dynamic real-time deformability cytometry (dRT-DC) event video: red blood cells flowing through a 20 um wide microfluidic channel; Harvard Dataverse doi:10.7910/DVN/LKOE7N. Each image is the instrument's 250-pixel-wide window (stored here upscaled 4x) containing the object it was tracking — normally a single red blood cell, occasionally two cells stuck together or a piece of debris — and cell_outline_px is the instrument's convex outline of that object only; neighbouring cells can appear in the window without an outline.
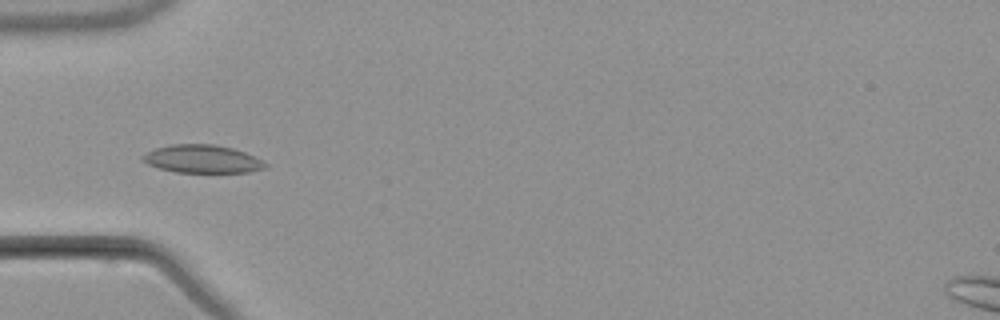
{"species": "common noctule bat (a hibernating species)", "species_latin": "Nyctalus noctula", "temperature_condition": "warm", "stored_images_in_passage": 5, "camera_frame_rate_fps": 3000, "um_per_image_px": 0.085, "animal": {"sex": "male", "body_mass_g": 21.5, "forearm_length_mm": 52.0}, "frame": {"image": 1, "passage_image": 5, "time_ms": 5.0, "image_size_px": [1000, 320], "cell_outline_px": [[268, 168], [248, 172], [176, 172], [160, 168], [148, 164], [140, 160], [140, 156], [156, 148], [172, 144], [212, 144], [232, 148], [256, 156], [268, 164]], "centroid_in_image_um": [17.22, 13.51], "position_along_channel_um": 67.8, "area_um2": 20.06}}